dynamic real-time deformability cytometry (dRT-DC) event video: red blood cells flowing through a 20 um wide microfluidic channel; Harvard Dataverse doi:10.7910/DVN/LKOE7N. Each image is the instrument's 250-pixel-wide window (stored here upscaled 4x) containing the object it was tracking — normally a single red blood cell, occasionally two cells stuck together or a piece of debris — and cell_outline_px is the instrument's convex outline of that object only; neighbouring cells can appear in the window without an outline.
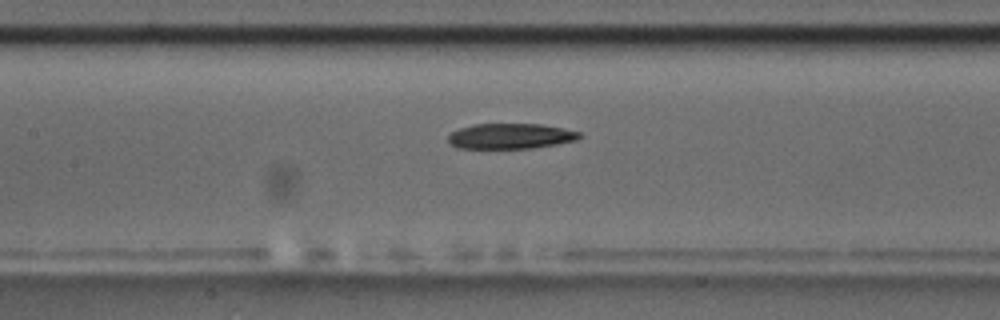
{"species": "common noctule bat (a hibernating species)", "species_latin": "Nyctalus noctula", "temperature_condition": "room temperature", "stored_images_in_passage": 39, "camera_frame_rate_fps": 3000, "um_per_image_px": 0.085, "animal": {"sex": "male", "body_mass_g": 17.5, "forearm_length_mm": 52.3}, "frame": {"image": 1, "passage_image": 9, "time_ms": 2.667, "image_size_px": [1000, 320], "cell_outline_px": [[584, 136], [576, 140], [556, 144], [532, 148], [456, 148], [448, 140], [448, 136], [452, 132], [460, 128], [472, 124], [540, 124], [564, 128], [580, 132]], "centroid_in_image_um": [43.42, 11.57], "position_along_channel_um": 164.0, "area_um2": 19.42}}
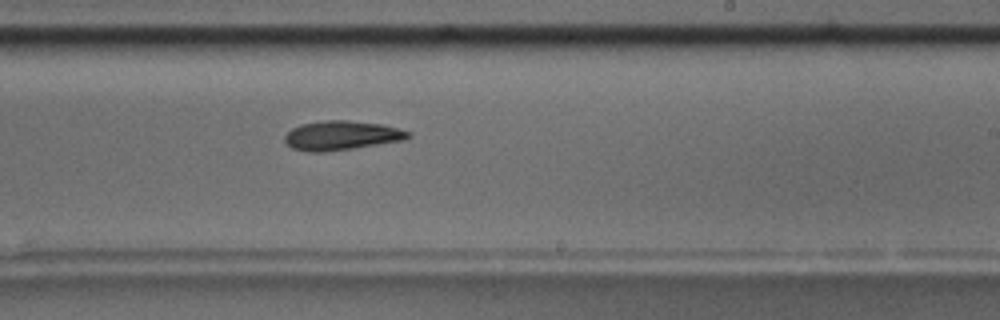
{"frame": {"image": 2, "passage_image": 17, "time_ms": 5.333, "image_size_px": [1000, 320], "cell_outline_px": [[412, 136], [404, 140], [352, 148], [320, 152], [308, 152], [292, 148], [284, 140], [284, 136], [292, 128], [300, 124], [320, 120], [348, 120], [380, 124], [412, 132]], "centroid_in_image_um": [29.01, 11.5], "position_along_channel_um": 260.0, "area_um2": 20.98}}
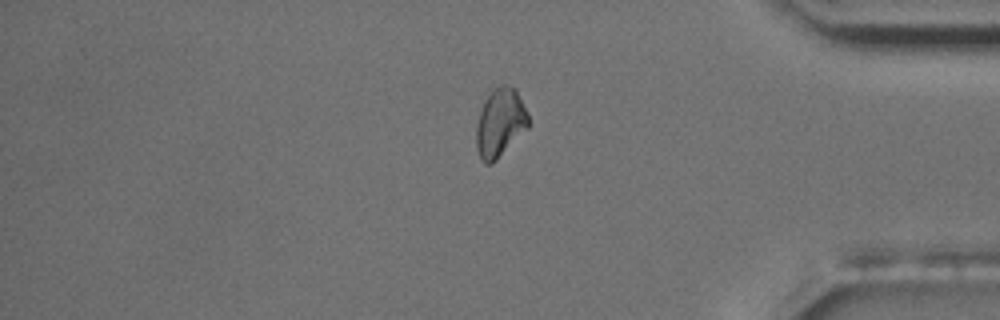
{"frame": {"image": 3, "passage_image": 30, "time_ms": 9.667, "image_size_px": [1000, 320], "cell_outline_px": [[528, 128], [492, 164], [484, 164], [480, 160], [476, 148], [476, 124], [484, 100], [500, 84], [508, 84], [516, 88], [528, 116]], "centroid_in_image_um": [42.49, 10.46], "position_along_channel_um": 392.7, "area_um2": 20.81}}